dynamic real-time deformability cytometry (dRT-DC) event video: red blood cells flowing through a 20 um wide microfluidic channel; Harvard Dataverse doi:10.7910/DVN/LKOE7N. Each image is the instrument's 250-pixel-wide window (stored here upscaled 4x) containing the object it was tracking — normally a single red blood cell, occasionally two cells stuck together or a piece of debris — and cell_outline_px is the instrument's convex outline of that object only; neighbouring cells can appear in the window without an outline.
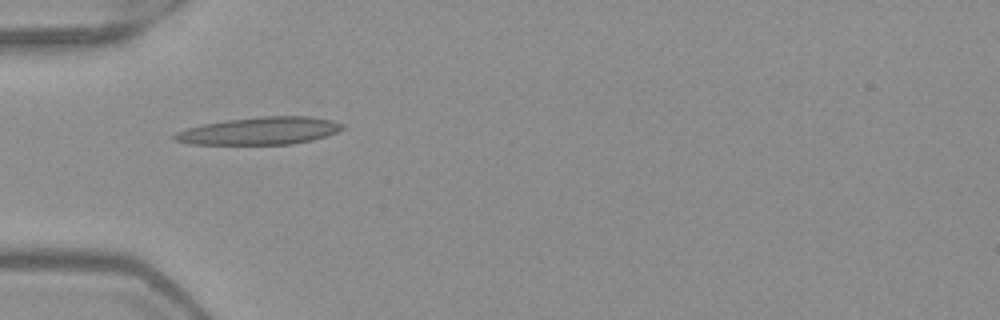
{"species": "Egyptian fruit bat (a non-hibernating species)", "species_latin": "Rousettus aegyptiacus", "temperature_condition": "warm", "stored_images_in_passage": 31, "camera_frame_rate_fps": 3000, "um_per_image_px": 0.085, "frame": {"image": 1, "passage_image": 1, "time_ms": 0.0, "image_size_px": [1000, 320], "cell_outline_px": [[344, 128], [336, 132], [312, 140], [292, 144], [188, 144], [176, 140], [172, 136], [176, 132], [184, 128], [200, 124], [228, 120], [260, 116], [308, 116], [332, 120], [344, 124]], "centroid_in_image_um": [22.05, 11.12], "position_along_channel_um": 63.0, "area_um2": 26.93}}
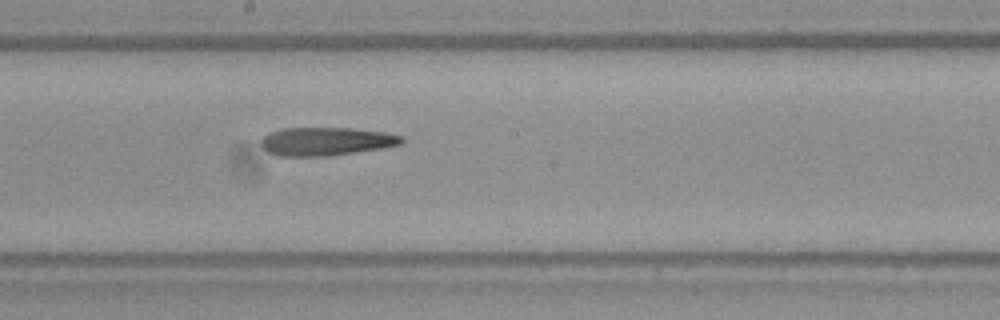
{"frame": {"image": 2, "passage_image": 13, "time_ms": 4.0, "image_size_px": [1000, 320], "cell_outline_px": [[404, 140], [400, 144], [380, 148], [328, 156], [276, 156], [268, 152], [260, 144], [260, 140], [264, 136], [280, 128], [352, 128], [384, 132], [400, 136]], "centroid_in_image_um": [27.66, 12.02], "position_along_channel_um": 220.5, "area_um2": 23.0}}
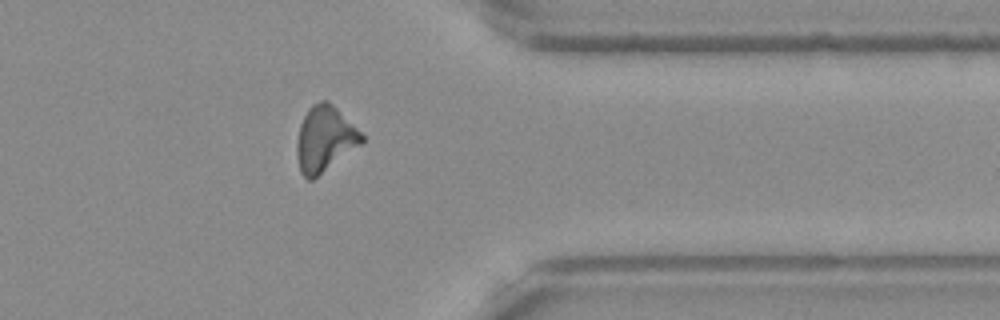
{"frame": {"image": 3, "passage_image": 26, "time_ms": 8.333, "image_size_px": [1000, 320], "cell_outline_px": [[364, 140], [360, 144], [312, 180], [308, 180], [300, 172], [296, 152], [296, 144], [300, 124], [308, 108], [312, 104], [320, 100], [328, 100], [364, 136]], "centroid_in_image_um": [27.56, 11.8], "position_along_channel_um": 383.8, "area_um2": 24.33}}